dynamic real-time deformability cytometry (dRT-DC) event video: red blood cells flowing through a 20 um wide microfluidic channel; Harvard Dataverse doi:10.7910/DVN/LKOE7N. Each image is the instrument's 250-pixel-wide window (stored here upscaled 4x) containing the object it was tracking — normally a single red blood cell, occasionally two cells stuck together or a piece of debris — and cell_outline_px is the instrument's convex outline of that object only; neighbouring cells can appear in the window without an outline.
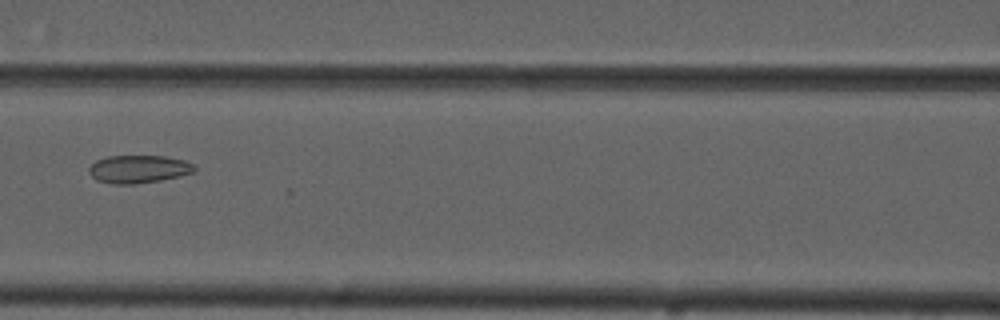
{"species": "common noctule bat (a hibernating species)", "species_latin": "Nyctalus noctula", "temperature_condition": "cold", "stored_images_in_passage": 6, "camera_frame_rate_fps": 3000, "um_per_image_px": 0.085, "animal": {"sex": "male", "forearm_length_mm": 52.5}, "frame": {"image": 1, "passage_image": 6, "time_ms": 5.667, "image_size_px": [1000, 320], "cell_outline_px": [[196, 168], [192, 172], [180, 176], [160, 180], [132, 184], [112, 184], [96, 180], [88, 172], [88, 168], [96, 160], [108, 156], [164, 156], [184, 160], [192, 164]], "centroid_in_image_um": [11.74, 14.37], "position_along_channel_um": 154.9, "area_um2": 17.05}}